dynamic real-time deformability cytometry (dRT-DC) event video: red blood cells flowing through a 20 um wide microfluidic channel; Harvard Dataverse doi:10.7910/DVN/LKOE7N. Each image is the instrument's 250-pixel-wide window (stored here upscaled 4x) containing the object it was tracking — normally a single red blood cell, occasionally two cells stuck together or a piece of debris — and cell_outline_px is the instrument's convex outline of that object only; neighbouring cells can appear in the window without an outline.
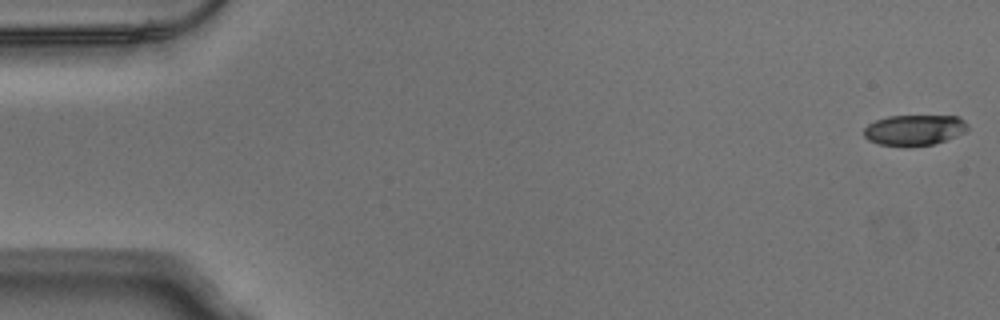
{"species": "Egyptian fruit bat (a non-hibernating species)", "species_latin": "Rousettus aegyptiacus", "temperature_condition": "warm", "stored_images_in_passage": 53, "camera_frame_rate_fps": 3000, "um_per_image_px": 0.085, "animal": {"sex": "male"}, "frame": {"image": 1, "passage_image": 1, "time_ms": 0.0, "image_size_px": [1000, 320], "cell_outline_px": [[968, 128], [964, 132], [956, 136], [932, 144], [880, 144], [868, 140], [864, 136], [864, 128], [868, 124], [876, 120], [888, 116], [960, 116], [968, 124]], "centroid_in_image_um": [77.73, 11.01], "position_along_channel_um": 7.3, "area_um2": 17.98}}
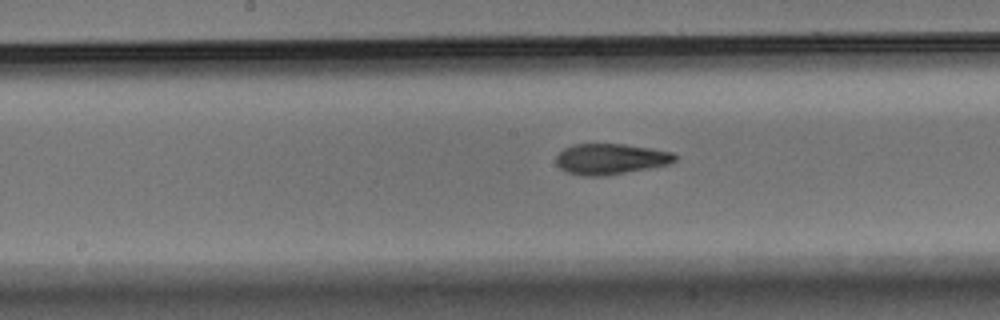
{"frame": {"image": 2, "passage_image": 27, "time_ms": 8.667, "image_size_px": [1000, 320], "cell_outline_px": [[680, 156], [676, 160], [668, 164], [648, 168], [600, 176], [580, 176], [568, 172], [560, 168], [556, 164], [556, 156], [564, 148], [572, 144], [624, 144], [672, 152]], "centroid_in_image_um": [51.88, 13.51], "position_along_channel_um": 196.3, "area_um2": 21.15}}
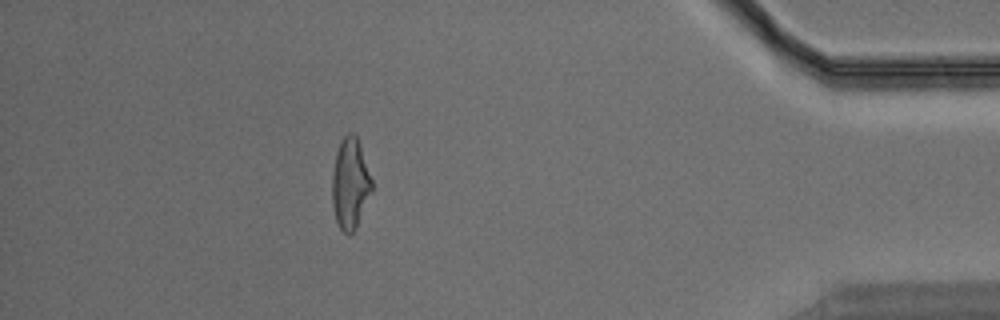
{"frame": {"image": 3, "passage_image": 47, "time_ms": 15.333, "image_size_px": [1000, 320], "cell_outline_px": [[372, 188], [356, 228], [348, 236], [340, 228], [336, 220], [332, 204], [332, 176], [336, 152], [344, 136], [348, 132], [352, 132], [356, 136], [360, 144], [372, 180]], "centroid_in_image_um": [29.75, 15.6], "position_along_channel_um": 405.4, "area_um2": 20.75}, "authors_computed_cell_mechanics": {"area_um2": 21.097, "velocity_mm_per_s": 3.8444, "shape_relaxation_time_tau1_ms": 5.1722, "shape_relaxation_time_tau2_ms": 1.8309, "deformation_change_tau1": 0.2101, "deformation_change_tau2": 0.1086}}